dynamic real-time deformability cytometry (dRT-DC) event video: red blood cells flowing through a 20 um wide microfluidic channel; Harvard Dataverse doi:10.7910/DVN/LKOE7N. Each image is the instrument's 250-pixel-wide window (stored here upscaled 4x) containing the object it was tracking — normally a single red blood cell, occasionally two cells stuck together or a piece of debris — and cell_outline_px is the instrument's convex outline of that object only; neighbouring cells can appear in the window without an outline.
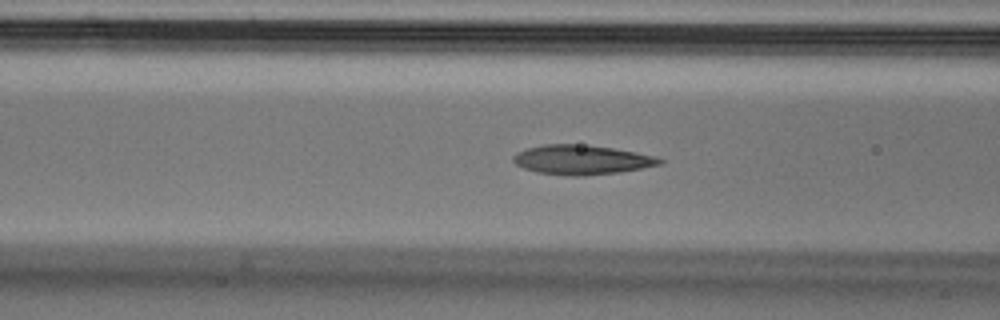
{"species": "Egyptian fruit bat (a non-hibernating species)", "species_latin": "Rousettus aegyptiacus", "temperature_condition": "cold", "stored_images_in_passage": 39, "camera_frame_rate_fps": 3000, "um_per_image_px": 0.085, "animal": {"sex": "male"}, "frame": {"image": 1, "passage_image": 6, "time_ms": 1.667, "image_size_px": [1000, 320], "cell_outline_px": [[664, 160], [660, 164], [620, 172], [584, 176], [568, 176], [536, 172], [524, 168], [516, 164], [512, 160], [512, 156], [516, 152], [528, 148], [544, 144], [576, 144], [612, 148], [636, 152], [656, 156]], "centroid_in_image_um": [49.41, 13.59], "position_along_channel_um": 117.2, "area_um2": 25.09}}
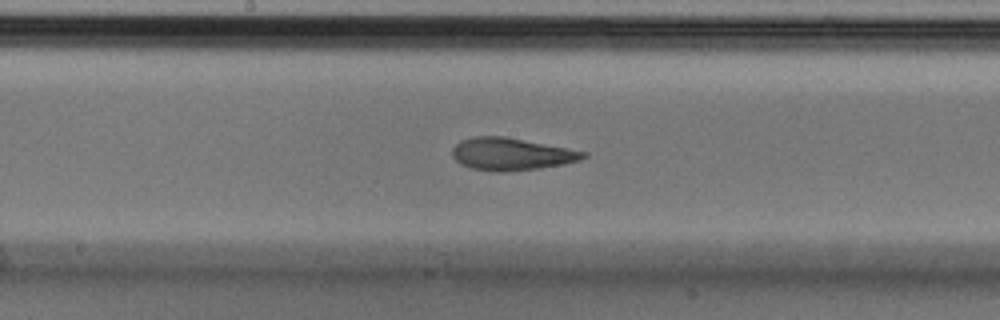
{"frame": {"image": 2, "passage_image": 13, "time_ms": 4.0, "image_size_px": [1000, 320], "cell_outline_px": [[588, 156], [580, 160], [564, 164], [536, 168], [500, 172], [496, 172], [472, 168], [460, 164], [452, 156], [452, 148], [460, 140], [472, 136], [504, 136], [568, 148], [588, 152]], "centroid_in_image_um": [43.45, 13.08], "position_along_channel_um": 204.8, "area_um2": 24.68}}
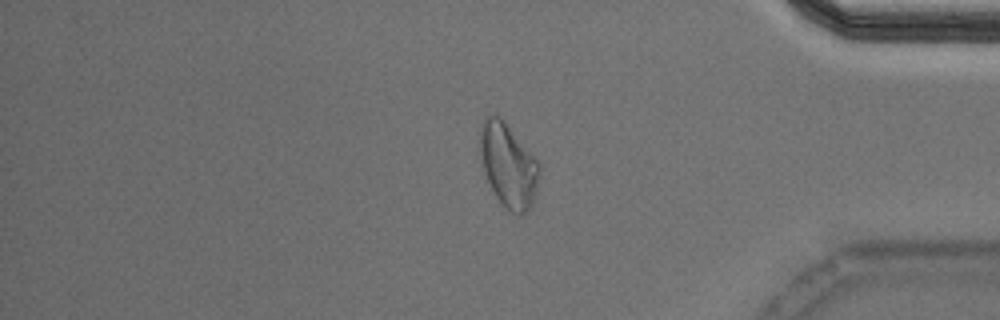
{"frame": {"image": 3, "passage_image": 30, "time_ms": 9.667, "image_size_px": [1000, 320], "cell_outline_px": [[540, 176], [536, 196], [528, 212], [520, 216], [516, 216], [504, 208], [496, 196], [484, 172], [480, 152], [480, 128], [484, 120], [492, 112], [500, 116], [504, 120], [536, 156], [540, 164]], "centroid_in_image_um": [43.25, 14.07], "position_along_channel_um": 391.9, "area_um2": 29.65}, "authors_computed_cell_mechanics": {"area_um2": 25.0852, "velocity_mm_per_s": 3.7404, "shape_relaxation_time_tau1_ms": 5.6303, "shape_relaxation_time_tau2_ms": 1.4744, "deformation_change_tau1": 0.1708, "deformation_change_tau2": 0.073}}